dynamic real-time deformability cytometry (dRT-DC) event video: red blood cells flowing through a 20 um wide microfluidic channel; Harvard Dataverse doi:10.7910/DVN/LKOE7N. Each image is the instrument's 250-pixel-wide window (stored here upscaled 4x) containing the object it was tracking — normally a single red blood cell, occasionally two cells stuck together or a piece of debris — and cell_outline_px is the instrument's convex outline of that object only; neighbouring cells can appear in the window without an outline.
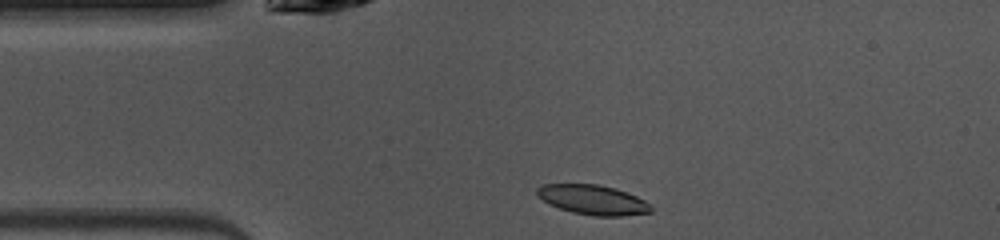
{"species": "common noctule bat (a hibernating species)", "species_latin": "Nyctalus noctula", "temperature_condition": "warm", "stored_images_in_passage": 39, "camera_frame_rate_fps": 3000, "um_per_image_px": 0.085, "animal": {"sex": "female", "body_mass_g": 10.0, "forearm_length_mm": 53.1}, "frame": {"image": 1, "passage_image": 1, "time_ms": 0.0, "image_size_px": [1000, 240], "cell_outline_px": [[652, 212], [624, 216], [592, 216], [572, 212], [548, 204], [536, 196], [536, 188], [544, 184], [600, 184], [616, 188], [636, 196], [652, 204]], "centroid_in_image_um": [50.39, 16.98], "position_along_channel_um": 34.6, "area_um2": 20.0}}
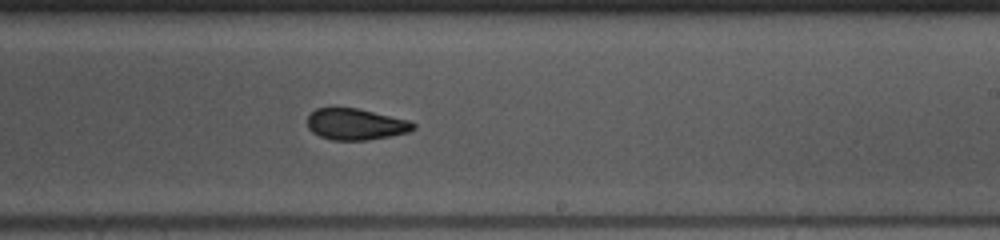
{"frame": {"image": 2, "passage_image": 19, "time_ms": 6.0, "image_size_px": [1000, 240], "cell_outline_px": [[416, 128], [408, 132], [368, 140], [332, 140], [320, 136], [312, 132], [308, 128], [308, 116], [316, 108], [356, 108], [408, 120], [416, 124]], "centroid_in_image_um": [30.23, 10.56], "position_along_channel_um": 258.8, "area_um2": 19.13}}
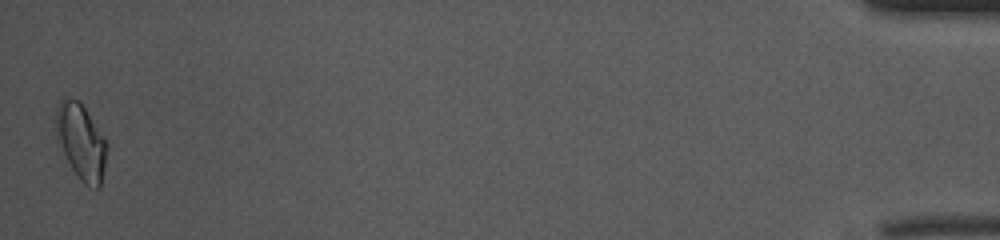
{"frame": {"image": 3, "passage_image": 39, "time_ms": 12.667, "image_size_px": [1000, 240], "cell_outline_px": [[108, 148], [100, 188], [96, 188], [84, 184], [80, 180], [72, 168], [64, 152], [60, 140], [56, 124], [56, 108], [60, 100], [64, 96], [80, 100], [104, 136], [108, 144]], "centroid_in_image_um": [6.94, 12.0], "position_along_channel_um": 428.3, "area_um2": 22.2}, "authors_computed_cell_mechanics": {"area_um2": 19.7676, "velocity_mm_per_s": 4.0849, "shape_relaxation_time_tau1_ms": 6.7611, "shape_relaxation_time_tau2_ms": 3.8216, "deformation_change_tau1": 0.1722, "deformation_change_tau2": 0.0616}}